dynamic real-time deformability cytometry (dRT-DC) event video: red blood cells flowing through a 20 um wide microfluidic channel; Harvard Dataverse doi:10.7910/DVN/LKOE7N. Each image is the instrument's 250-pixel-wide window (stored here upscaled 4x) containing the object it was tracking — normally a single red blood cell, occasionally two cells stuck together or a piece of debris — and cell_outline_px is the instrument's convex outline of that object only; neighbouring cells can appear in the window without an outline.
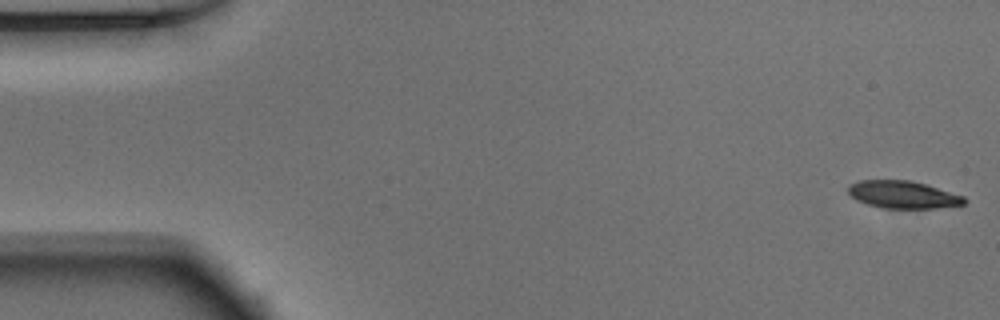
{"species": "Egyptian fruit bat (a non-hibernating species)", "species_latin": "Rousettus aegyptiacus", "temperature_condition": "warm", "stored_images_in_passage": 51, "camera_frame_rate_fps": 3000, "um_per_image_px": 0.085, "animal": {"sex": "male"}, "frame": {"image": 1, "passage_image": 1, "time_ms": 0.0, "image_size_px": [1000, 320], "cell_outline_px": [[968, 200], [964, 204], [936, 208], [884, 208], [868, 204], [856, 200], [848, 192], [848, 184], [860, 180], [912, 180], [964, 196]], "centroid_in_image_um": [76.75, 16.54], "position_along_channel_um": 8.3, "area_um2": 18.55}}
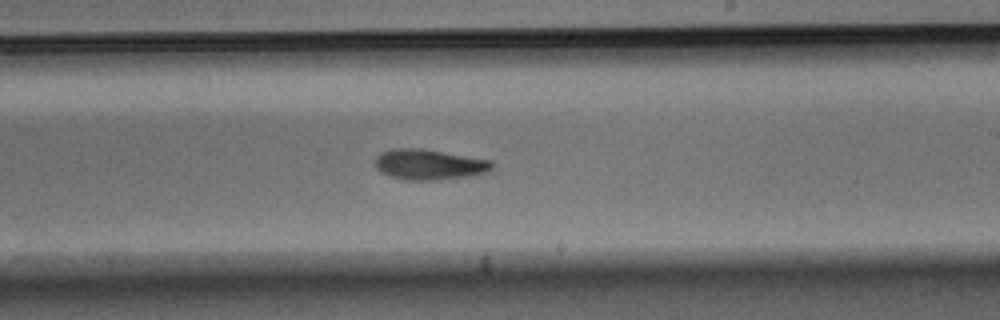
{"frame": {"image": 2, "passage_image": 30, "time_ms": 9.667, "image_size_px": [1000, 320], "cell_outline_px": [[492, 168], [484, 172], [468, 176], [436, 180], [404, 180], [388, 176], [380, 172], [376, 168], [376, 156], [380, 152], [392, 148], [424, 148], [492, 160]], "centroid_in_image_um": [36.42, 13.97], "position_along_channel_um": 252.6, "area_um2": 20.92}}
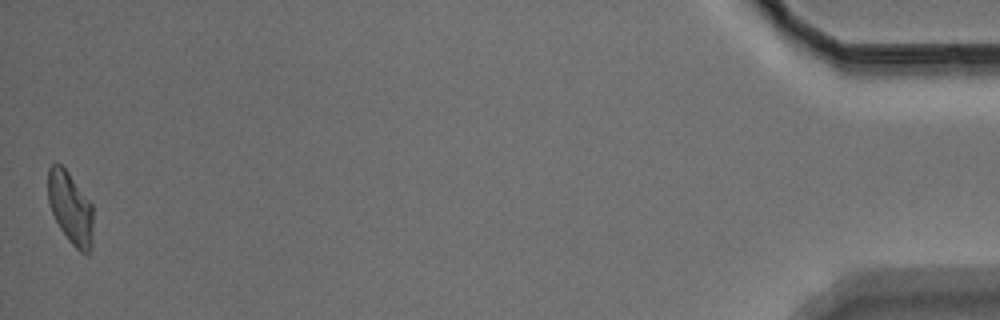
{"frame": {"image": 3, "passage_image": 51, "time_ms": 16.667, "image_size_px": [1000, 320], "cell_outline_px": [[92, 244], [88, 252], [80, 252], [68, 240], [60, 228], [52, 212], [48, 200], [48, 168], [52, 164], [60, 164], [68, 172], [92, 204]], "centroid_in_image_um": [5.98, 17.67], "position_along_channel_um": 429.2, "area_um2": 18.67}, "authors_computed_cell_mechanics": {"area_um2": 20.23, "velocity_mm_per_s": 3.8948, "shape_relaxation_time_tau1_ms": 3.509, "shape_relaxation_time_tau2_ms": null, "deformation_change_tau1": 0.1496, "deformation_change_tau2": null}}